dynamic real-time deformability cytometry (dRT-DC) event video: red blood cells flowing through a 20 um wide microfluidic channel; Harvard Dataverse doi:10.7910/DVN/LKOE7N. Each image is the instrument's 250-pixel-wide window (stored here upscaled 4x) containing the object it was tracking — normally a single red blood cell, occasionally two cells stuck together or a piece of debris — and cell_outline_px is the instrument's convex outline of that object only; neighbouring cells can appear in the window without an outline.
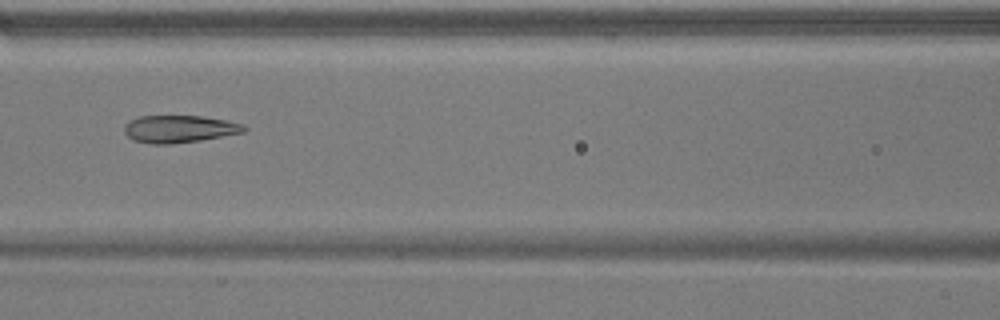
{"species": "common noctule bat (a hibernating species)", "species_latin": "Nyctalus noctula", "temperature_condition": "warm", "stored_images_in_passage": 30, "camera_frame_rate_fps": 3000, "um_per_image_px": 0.085, "animal": {"sex": "male", "body_mass_g": 17.9}, "frame": {"image": 1, "passage_image": 21, "time_ms": 6.667, "image_size_px": [1000, 320], "cell_outline_px": [[248, 128], [244, 132], [200, 140], [168, 144], [148, 144], [132, 140], [124, 132], [124, 124], [140, 116], [200, 116], [224, 120], [244, 124]], "centroid_in_image_um": [15.22, 10.97], "position_along_channel_um": 151.4, "area_um2": 19.02}}